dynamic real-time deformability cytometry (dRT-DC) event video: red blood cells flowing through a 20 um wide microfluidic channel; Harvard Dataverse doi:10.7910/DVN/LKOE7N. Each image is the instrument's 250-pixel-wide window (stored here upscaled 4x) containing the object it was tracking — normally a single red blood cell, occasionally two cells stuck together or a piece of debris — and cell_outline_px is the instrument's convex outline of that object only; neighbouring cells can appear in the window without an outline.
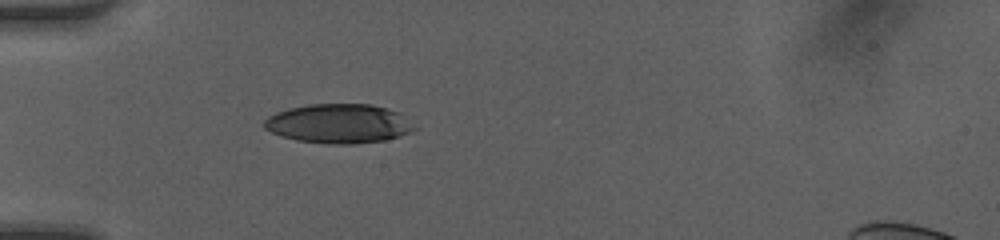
{"species": "human", "species_latin": "Homo sapiens", "temperature_condition": "room temperature", "stored_images_in_passage": 34, "camera_frame_rate_fps": 3000, "um_per_image_px": 0.085, "donor": {"sex": "female"}, "frame": {"image": 1, "passage_image": 1, "time_ms": 0.0, "image_size_px": [1000, 240], "cell_outline_px": [[416, 128], [408, 132], [384, 140], [352, 144], [328, 144], [296, 140], [280, 136], [264, 128], [264, 120], [268, 116], [276, 112], [288, 108], [308, 104], [372, 104], [388, 108], [396, 112]], "centroid_in_image_um": [28.71, 10.5], "position_along_channel_um": 56.3, "area_um2": 34.04}}
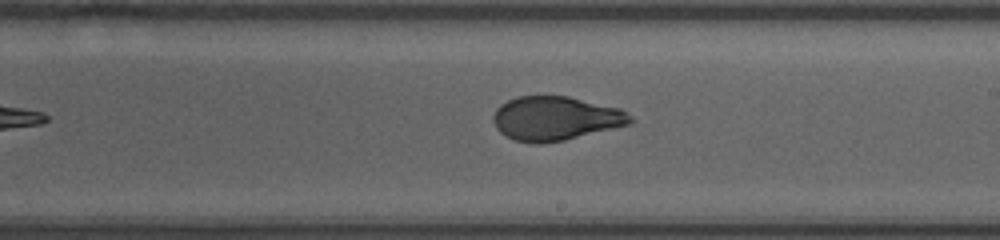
{"frame": {"image": 2, "passage_image": 15, "time_ms": 4.667, "image_size_px": [1000, 240], "cell_outline_px": [[636, 120], [632, 124], [564, 140], [540, 144], [532, 144], [512, 140], [500, 132], [496, 128], [492, 120], [492, 116], [496, 108], [500, 104], [516, 96], [568, 96], [620, 108], [628, 112]], "centroid_in_image_um": [47.22, 10.07], "position_along_channel_um": 241.8, "area_um2": 35.66}}
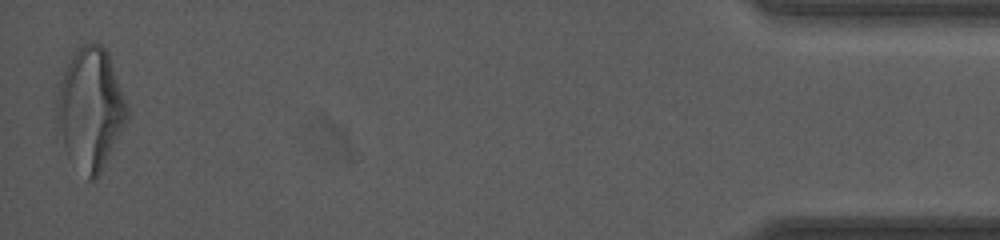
{"frame": {"image": 3, "passage_image": 34, "time_ms": 11.0, "image_size_px": [1000, 240], "cell_outline_px": [[128, 120], [96, 180], [88, 180], [56, 136], [56, 100], [60, 80], [72, 56], [80, 44], [92, 40], [100, 44], [108, 52], [128, 104]], "centroid_in_image_um": [7.68, 9.22], "position_along_channel_um": 427.5, "area_um2": 50.11}, "authors_computed_cell_mechanics": {"area_um2": 35.836, "velocity_mm_per_s": 4.2234, "shape_relaxation_time_tau1_ms": 6.8815, "shape_relaxation_time_tau2_ms": 0.9645, "deformation_change_tau1": 0.2269, "deformation_change_tau2": 0.067}}